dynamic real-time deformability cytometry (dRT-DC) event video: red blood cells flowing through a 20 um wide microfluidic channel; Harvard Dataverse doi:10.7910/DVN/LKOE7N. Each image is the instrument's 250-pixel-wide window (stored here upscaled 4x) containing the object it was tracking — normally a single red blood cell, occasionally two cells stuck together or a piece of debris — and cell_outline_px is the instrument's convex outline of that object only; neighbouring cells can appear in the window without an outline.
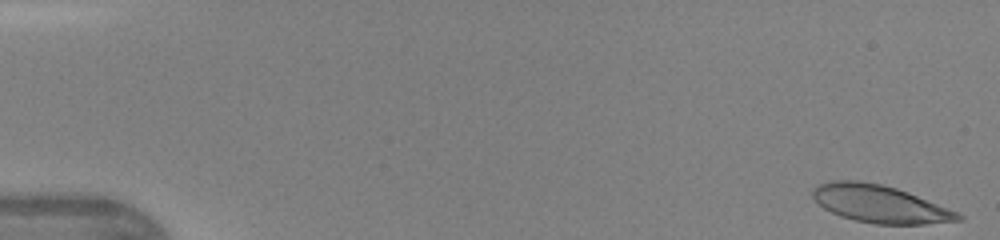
{"species": "human", "species_latin": "Homo sapiens", "temperature_condition": "warm", "stored_images_in_passage": 25, "camera_frame_rate_fps": 3000, "um_per_image_px": 0.085, "donor": {"sex": "female"}, "frame": {"image": 1, "passage_image": 1, "time_ms": 0.0, "image_size_px": [1000, 240], "cell_outline_px": [[964, 220], [924, 224], [876, 224], [856, 220], [840, 216], [824, 208], [812, 196], [812, 188], [820, 184], [832, 180], [860, 180], [880, 184], [896, 188], [908, 192], [956, 212], [964, 216]], "centroid_in_image_um": [74.77, 17.33], "position_along_channel_um": 10.2, "area_um2": 31.5}}
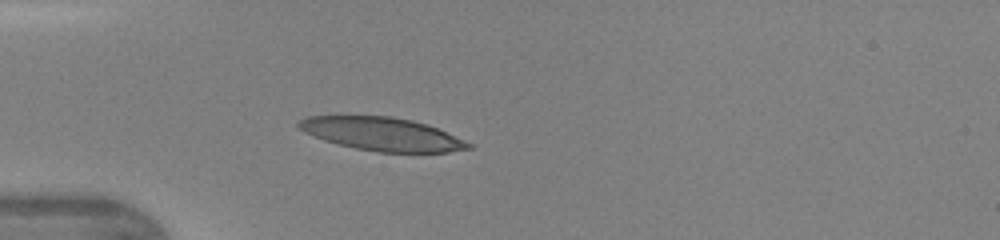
{"frame": {"image": 2, "passage_image": 11, "time_ms": 3.333, "image_size_px": [1000, 240], "cell_outline_px": [[472, 148], [448, 152], [380, 152], [356, 148], [324, 140], [304, 132], [296, 124], [300, 120], [308, 116], [392, 116], [412, 120], [428, 124], [472, 144]], "centroid_in_image_um": [32.48, 11.39], "position_along_channel_um": 52.5, "area_um2": 32.54}}
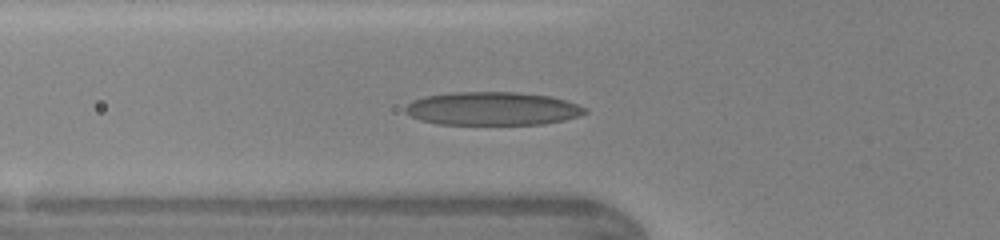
{"frame": {"image": 3, "passage_image": 14, "time_ms": 4.333, "image_size_px": [1000, 240], "cell_outline_px": [[588, 112], [580, 116], [564, 120], [544, 124], [436, 124], [420, 120], [404, 112], [404, 108], [412, 100], [424, 96], [452, 92], [520, 92], [552, 96], [568, 100], [588, 108]], "centroid_in_image_um": [41.9, 9.22], "position_along_channel_um": 83.9, "area_um2": 35.32}}